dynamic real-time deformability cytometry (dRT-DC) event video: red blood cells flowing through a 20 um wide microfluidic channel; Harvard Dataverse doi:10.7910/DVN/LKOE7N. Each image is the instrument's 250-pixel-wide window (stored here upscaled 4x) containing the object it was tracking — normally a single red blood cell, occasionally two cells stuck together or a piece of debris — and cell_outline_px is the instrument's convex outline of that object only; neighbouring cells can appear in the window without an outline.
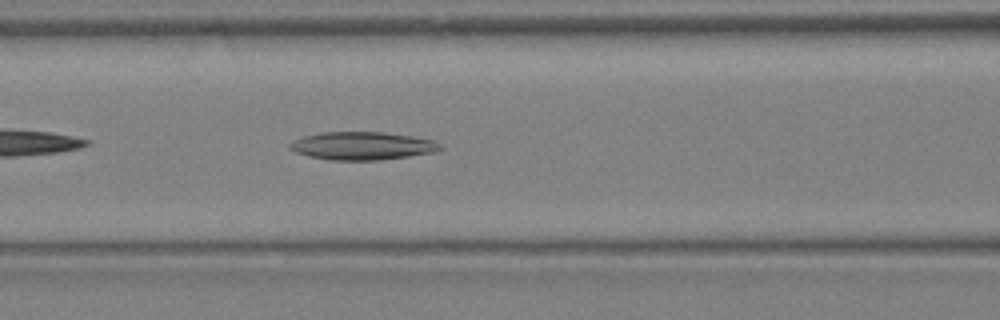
{"species": "Egyptian fruit bat (a non-hibernating species)", "species_latin": "Rousettus aegyptiacus", "temperature_condition": "warm", "stored_images_in_passage": 33, "camera_frame_rate_fps": 3000, "um_per_image_px": 0.085, "animal": {"sex": "female"}, "frame": {"image": 1, "passage_image": 14, "time_ms": 4.333, "image_size_px": [1000, 320], "cell_outline_px": [[444, 148], [436, 152], [380, 160], [332, 160], [308, 156], [296, 152], [288, 148], [288, 144], [292, 140], [304, 136], [320, 132], [384, 132], [412, 136], [432, 140], [440, 144]], "centroid_in_image_um": [30.78, 12.39], "position_along_channel_um": 135.8, "area_um2": 24.62}}
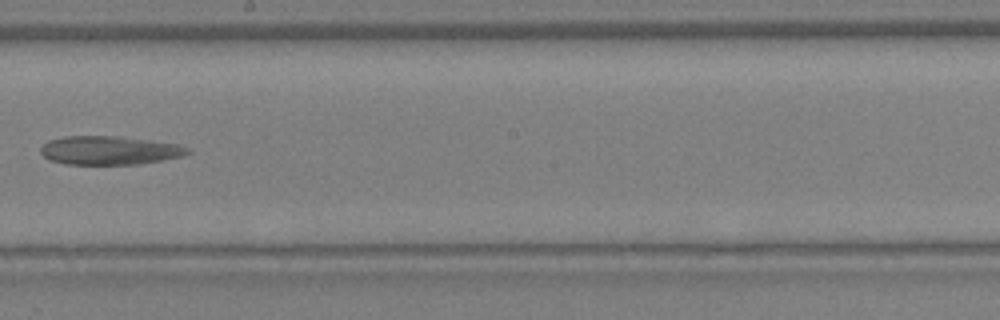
{"frame": {"image": 2, "passage_image": 19, "time_ms": 6.0, "image_size_px": [1000, 320], "cell_outline_px": [[192, 152], [184, 156], [164, 160], [140, 164], [64, 164], [52, 160], [44, 156], [40, 152], [40, 148], [48, 140], [64, 136], [116, 136], [180, 144], [192, 148]], "centroid_in_image_um": [9.37, 12.78], "position_along_channel_um": 238.8, "area_um2": 24.74}}
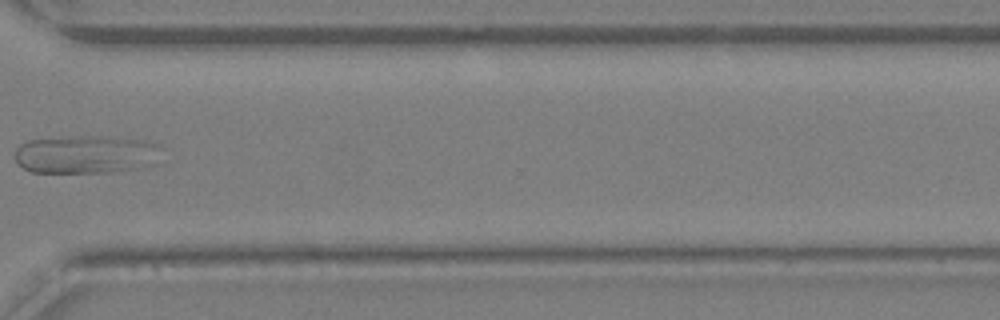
{"frame": {"image": 3, "passage_image": 25, "time_ms": 8.0, "image_size_px": [1000, 320], "cell_outline_px": [[160, 144], [136, 168], [108, 172], [32, 172], [16, 164], [16, 148], [20, 144], [28, 140], [76, 136], [104, 136], [148, 140]], "centroid_in_image_um": [7.07, 13.09], "position_along_channel_um": 363.5, "area_um2": 31.33}}